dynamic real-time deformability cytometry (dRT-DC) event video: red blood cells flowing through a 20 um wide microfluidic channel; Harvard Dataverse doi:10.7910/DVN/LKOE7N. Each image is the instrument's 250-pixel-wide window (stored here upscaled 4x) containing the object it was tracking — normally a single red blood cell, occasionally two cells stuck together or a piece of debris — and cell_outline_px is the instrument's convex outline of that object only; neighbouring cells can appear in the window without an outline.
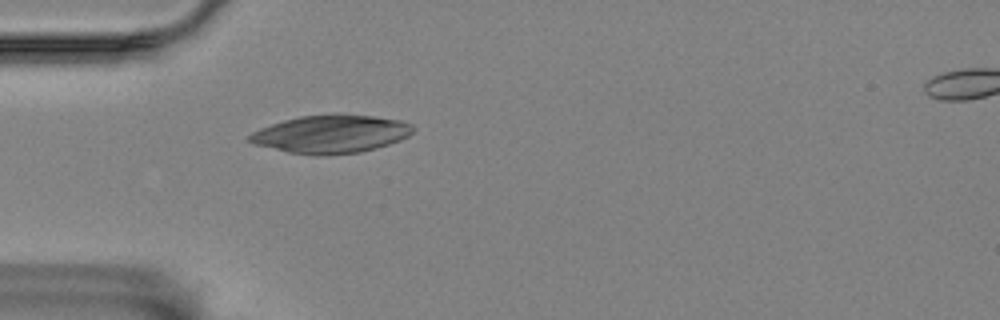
{"species": "Egyptian fruit bat (a non-hibernating species)", "species_latin": "Rousettus aegyptiacus", "temperature_condition": "room temperature", "stored_images_in_passage": 2, "segment_of_instrument_passage": [1, 2], "camera_frame_rate_fps": 3000, "um_per_image_px": 0.085, "animal": {"sex": "female"}, "frame": {"image": 1, "passage_image": 1, "time_ms": 0.0, "image_size_px": [1000, 320], "cell_outline_px": [[416, 128], [408, 136], [400, 140], [376, 148], [360, 152], [288, 152], [252, 144], [248, 140], [248, 136], [252, 132], [260, 128], [284, 120], [300, 116], [336, 112], [340, 112], [372, 116], [400, 120], [412, 124]], "centroid_in_image_um": [28.16, 11.33], "position_along_channel_um": 56.8, "area_um2": 35.72}}